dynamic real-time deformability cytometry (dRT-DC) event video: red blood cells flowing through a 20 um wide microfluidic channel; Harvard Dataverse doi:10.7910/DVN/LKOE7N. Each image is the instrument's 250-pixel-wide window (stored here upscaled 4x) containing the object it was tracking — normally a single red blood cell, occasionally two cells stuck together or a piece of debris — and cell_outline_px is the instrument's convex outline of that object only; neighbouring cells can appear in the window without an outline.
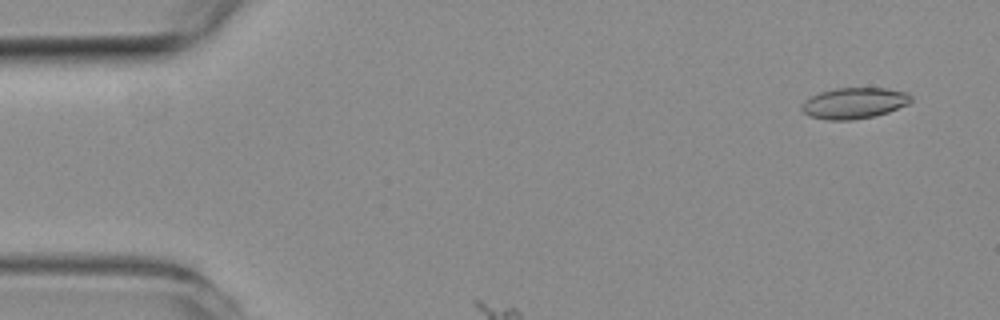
{"species": "common noctule bat (a hibernating species)", "species_latin": "Nyctalus noctula", "temperature_condition": "room temperature", "stored_images_in_passage": 15, "camera_frame_rate_fps": 3000, "um_per_image_px": 0.085, "animal": {"sex": "female", "body_mass_g": 19.3, "forearm_length_mm": 54.1}, "frame": {"image": 1, "passage_image": 3, "time_ms": 0.667, "image_size_px": [1000, 320], "cell_outline_px": [[912, 100], [908, 104], [888, 112], [876, 116], [852, 120], [828, 120], [808, 116], [800, 108], [804, 100], [820, 92], [836, 88], [888, 88], [908, 92], [912, 96]], "centroid_in_image_um": [72.62, 8.76], "position_along_channel_um": 12.4, "area_um2": 19.94}}